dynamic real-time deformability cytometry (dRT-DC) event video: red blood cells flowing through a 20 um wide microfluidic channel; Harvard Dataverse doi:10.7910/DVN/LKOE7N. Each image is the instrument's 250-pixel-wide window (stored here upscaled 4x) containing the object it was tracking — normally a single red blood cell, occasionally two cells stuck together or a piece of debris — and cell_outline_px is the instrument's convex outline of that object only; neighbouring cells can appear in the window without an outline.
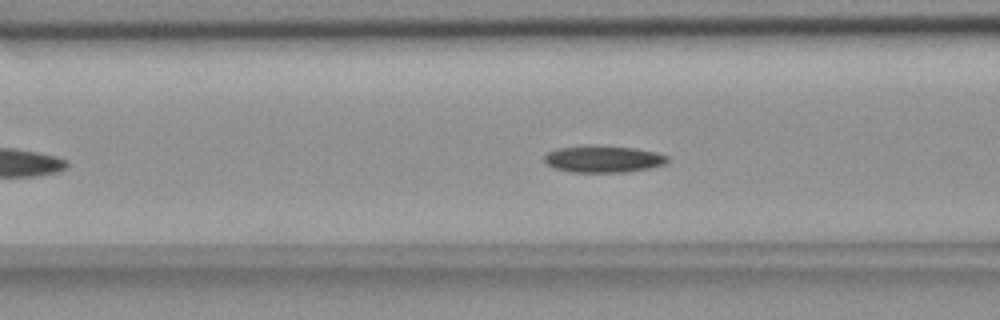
{"species": "common noctule bat (a hibernating species)", "species_latin": "Nyctalus noctula", "temperature_condition": "room temperature", "stored_images_in_passage": 46, "camera_frame_rate_fps": 3000, "um_per_image_px": 0.085, "animal": {"sex": "female", "body_mass_g": 18.4}, "frame": {"image": 1, "passage_image": 15, "time_ms": 4.667, "image_size_px": [1000, 320], "cell_outline_px": [[668, 160], [664, 164], [648, 168], [628, 172], [572, 172], [552, 168], [544, 160], [544, 156], [548, 152], [556, 148], [584, 144], [596, 144], [636, 148], [656, 152], [668, 156]], "centroid_in_image_um": [51.24, 13.49], "position_along_channel_um": 115.4, "area_um2": 19.71}}
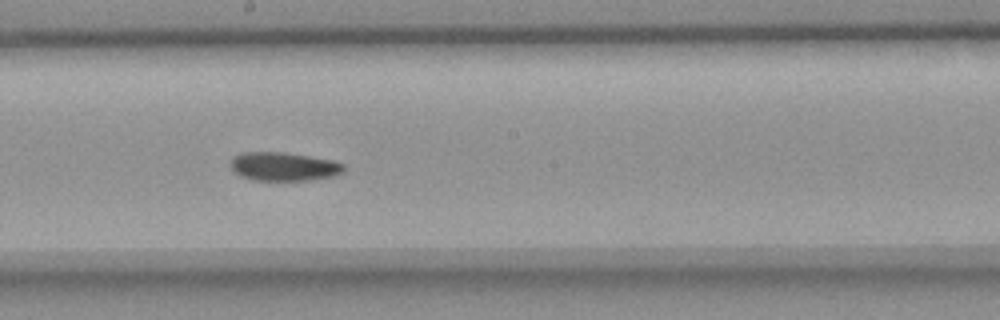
{"frame": {"image": 2, "passage_image": 24, "time_ms": 7.667, "image_size_px": [1000, 320], "cell_outline_px": [[344, 172], [336, 176], [308, 180], [252, 180], [240, 176], [228, 164], [232, 156], [240, 152], [284, 152], [332, 160], [344, 164]], "centroid_in_image_um": [24.09, 14.15], "position_along_channel_um": 224.1, "area_um2": 19.07}}
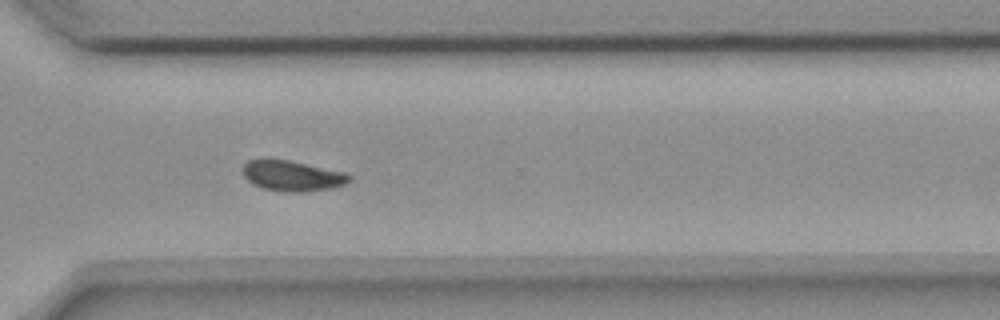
{"frame": {"image": 3, "passage_image": 34, "time_ms": 11.0, "image_size_px": [1000, 320], "cell_outline_px": [[352, 180], [344, 184], [332, 188], [304, 192], [284, 192], [260, 188], [252, 184], [244, 176], [240, 168], [248, 160], [288, 160], [344, 172], [352, 176]], "centroid_in_image_um": [24.82, 14.96], "position_along_channel_um": 345.8, "area_um2": 18.96}}